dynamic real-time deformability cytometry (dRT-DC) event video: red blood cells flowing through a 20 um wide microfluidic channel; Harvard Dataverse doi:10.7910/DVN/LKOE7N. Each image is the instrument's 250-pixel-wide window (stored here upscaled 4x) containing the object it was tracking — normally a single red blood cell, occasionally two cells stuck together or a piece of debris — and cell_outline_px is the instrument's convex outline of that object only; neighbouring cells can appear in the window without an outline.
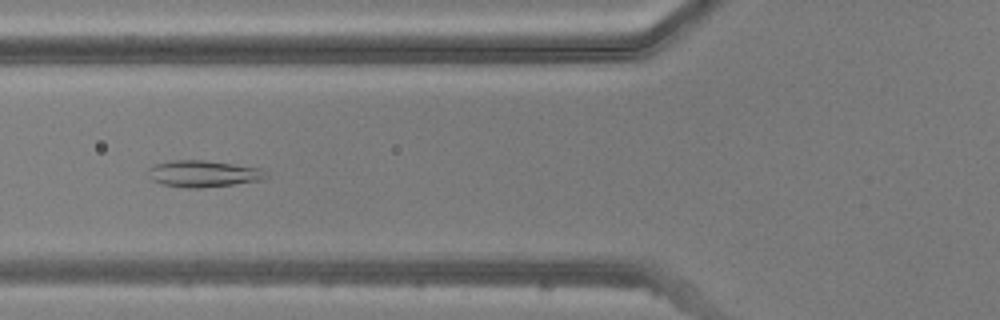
{"species": "common noctule bat (a hibernating species)", "species_latin": "Nyctalus noctula", "temperature_condition": "warm", "stored_images_in_passage": 46, "camera_frame_rate_fps": 3000, "um_per_image_px": 0.085, "animal": {"sex": "male", "body_mass_g": 20.5, "forearm_length_mm": 52.5}, "frame": {"image": 1, "passage_image": 16, "time_ms": 5.0, "image_size_px": [1000, 320], "cell_outline_px": [[268, 176], [264, 180], [200, 188], [184, 188], [164, 184], [152, 180], [148, 168], [156, 164], [172, 160], [204, 160], [260, 168]], "centroid_in_image_um": [17.29, 14.77], "position_along_channel_um": 108.5, "area_um2": 18.03}}
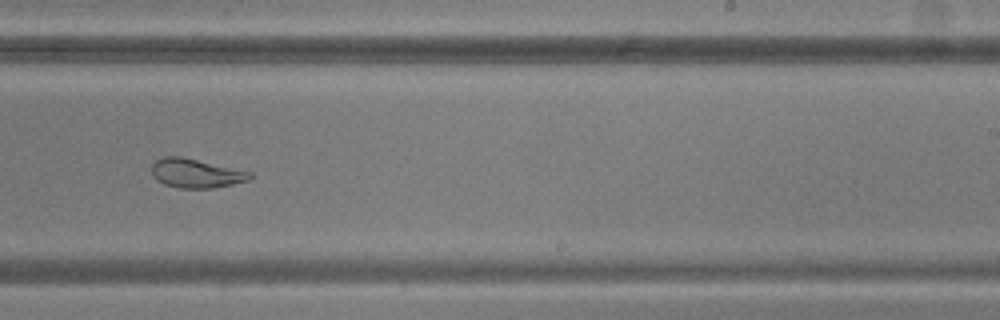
{"frame": {"image": 2, "passage_image": 28, "time_ms": 9.0, "image_size_px": [1000, 320], "cell_outline_px": [[252, 176], [248, 180], [232, 184], [212, 188], [180, 188], [164, 184], [156, 180], [152, 176], [152, 164], [156, 160], [164, 156], [180, 156], [252, 172]], "centroid_in_image_um": [16.62, 14.73], "position_along_channel_um": 272.4, "area_um2": 16.53}}
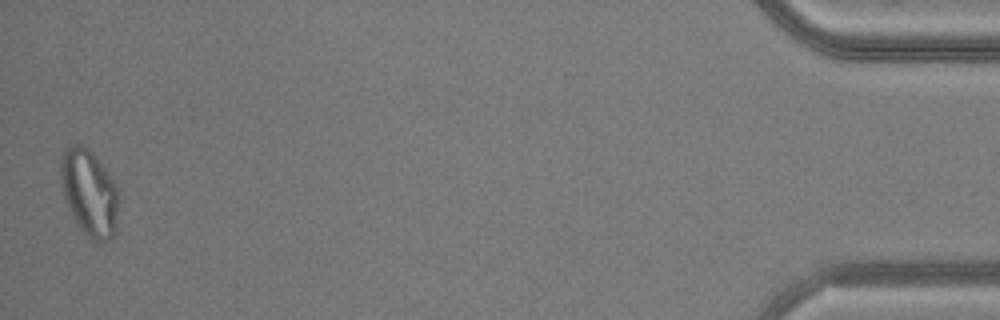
{"frame": {"image": 3, "passage_image": 46, "time_ms": 15.0, "image_size_px": [1000, 320], "cell_outline_px": [[116, 228], [112, 240], [100, 244], [92, 240], [80, 228], [72, 216], [68, 208], [64, 196], [60, 180], [60, 160], [64, 148], [72, 144], [84, 144], [92, 152], [112, 176], [116, 184]], "centroid_in_image_um": [7.56, 16.37], "position_along_channel_um": 427.6, "area_um2": 29.42}}